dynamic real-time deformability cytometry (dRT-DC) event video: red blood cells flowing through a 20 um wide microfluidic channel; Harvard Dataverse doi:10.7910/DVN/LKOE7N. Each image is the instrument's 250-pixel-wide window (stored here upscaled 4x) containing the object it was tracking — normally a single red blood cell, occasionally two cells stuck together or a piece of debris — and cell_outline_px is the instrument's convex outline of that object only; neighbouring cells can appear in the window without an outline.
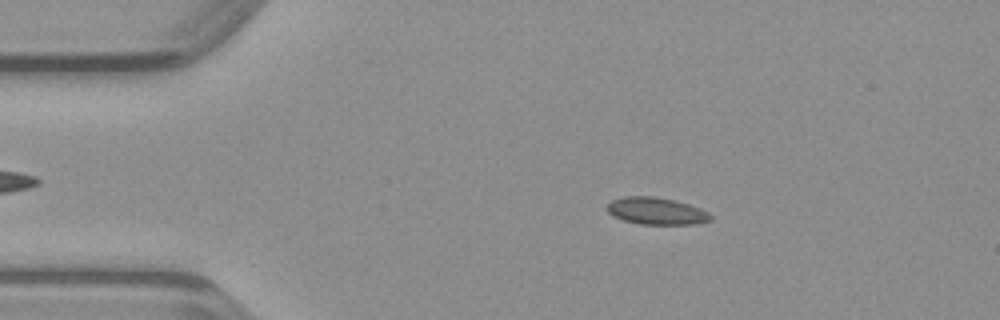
{"species": "common noctule bat (a hibernating species)", "species_latin": "Nyctalus noctula", "temperature_condition": "warm", "stored_images_in_passage": 47, "camera_frame_rate_fps": 3000, "um_per_image_px": 0.085, "animal": {"sex": "male", "body_mass_g": 23.1, "forearm_length_mm": 52.7}, "frame": {"image": 1, "passage_image": 8, "time_ms": 2.333, "image_size_px": [1000, 320], "cell_outline_px": [[712, 220], [696, 224], [640, 224], [624, 220], [612, 216], [604, 208], [612, 200], [624, 196], [652, 196], [672, 200], [688, 204], [700, 208], [708, 212], [712, 216]], "centroid_in_image_um": [55.76, 17.94], "position_along_channel_um": 29.2, "area_um2": 16.36}}
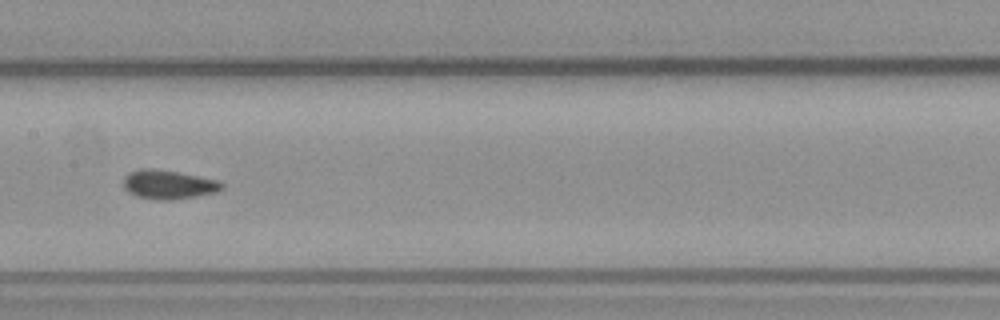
{"frame": {"image": 2, "passage_image": 23, "time_ms": 7.333, "image_size_px": [1000, 320], "cell_outline_px": [[224, 188], [216, 192], [196, 196], [172, 200], [156, 200], [136, 196], [128, 192], [124, 188], [124, 176], [128, 172], [140, 168], [152, 168], [176, 172], [220, 180], [224, 184]], "centroid_in_image_um": [14.31, 15.68], "position_along_channel_um": 193.1, "area_um2": 16.76}}
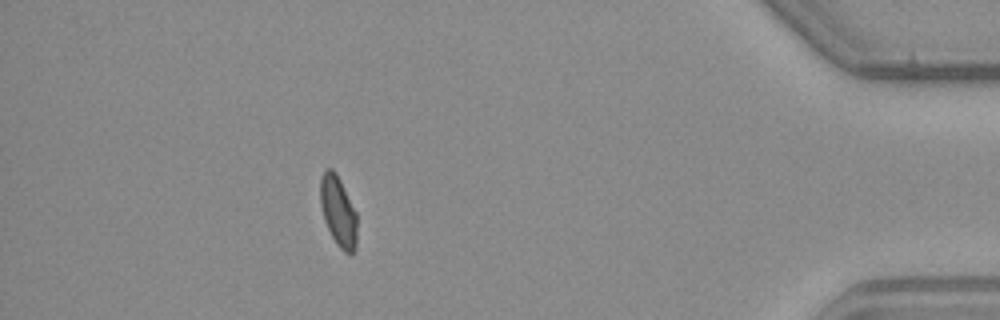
{"frame": {"image": 3, "passage_image": 42, "time_ms": 13.667, "image_size_px": [1000, 320], "cell_outline_px": [[356, 248], [352, 252], [344, 252], [336, 244], [324, 220], [320, 204], [320, 176], [324, 168], [332, 168], [336, 172], [356, 212]], "centroid_in_image_um": [28.72, 17.91], "position_along_channel_um": 406.5, "area_um2": 15.03}}